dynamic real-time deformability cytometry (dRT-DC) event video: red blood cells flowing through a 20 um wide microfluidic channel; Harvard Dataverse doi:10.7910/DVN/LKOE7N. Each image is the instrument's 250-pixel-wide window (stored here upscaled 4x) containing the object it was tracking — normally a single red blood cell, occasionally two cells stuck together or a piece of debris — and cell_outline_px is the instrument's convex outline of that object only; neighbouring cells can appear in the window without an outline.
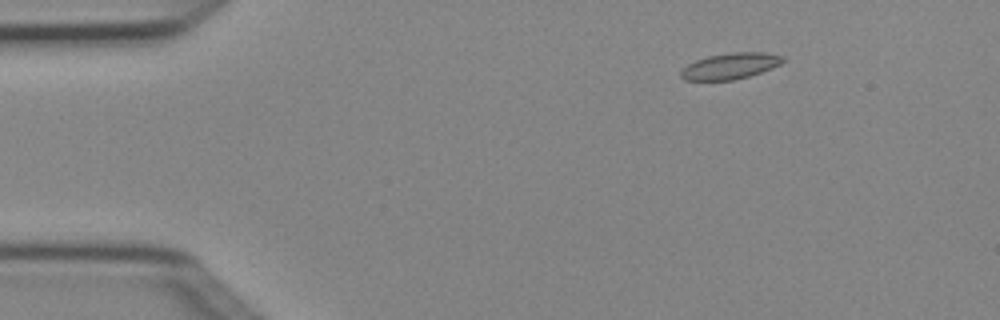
{"species": "Egyptian fruit bat (a non-hibernating species)", "species_latin": "Rousettus aegyptiacus", "temperature_condition": "cold", "stored_images_in_passage": 4, "camera_frame_rate_fps": 3000, "um_per_image_px": 0.085, "animal": {"sex": "female"}, "frame": {"image": 1, "passage_image": 2, "time_ms": 0.333, "image_size_px": [1000, 320], "cell_outline_px": [[784, 60], [780, 64], [772, 68], [748, 76], [732, 80], [684, 80], [680, 76], [680, 72], [688, 64], [696, 60], [708, 56], [732, 52], [764, 52], [784, 56]], "centroid_in_image_um": [62.07, 5.6], "position_along_channel_um": 22.9, "area_um2": 15.37}}